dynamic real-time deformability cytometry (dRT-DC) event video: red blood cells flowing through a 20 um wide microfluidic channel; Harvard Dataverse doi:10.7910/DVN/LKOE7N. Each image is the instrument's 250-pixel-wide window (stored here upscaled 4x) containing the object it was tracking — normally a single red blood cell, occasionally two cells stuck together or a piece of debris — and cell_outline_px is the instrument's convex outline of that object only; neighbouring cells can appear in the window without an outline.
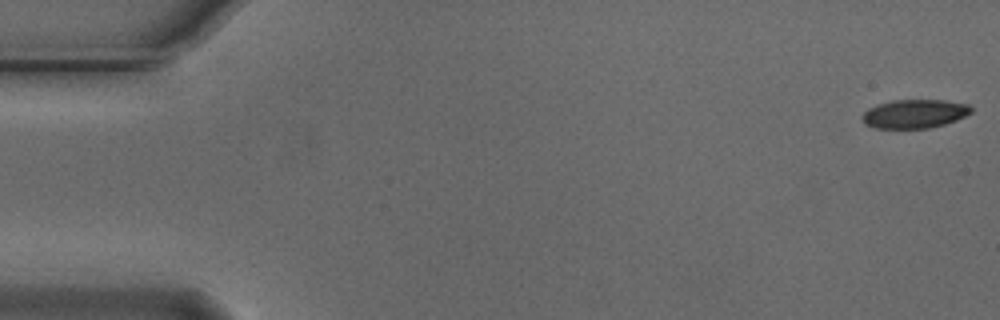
{"species": "Egyptian fruit bat (a non-hibernating species)", "species_latin": "Rousettus aegyptiacus", "temperature_condition": "cold", "stored_images_in_passage": 55, "camera_frame_rate_fps": 3000, "um_per_image_px": 0.085, "animal": {"sex": "male"}, "frame": {"image": 1, "passage_image": 1, "time_ms": 0.0, "image_size_px": [1000, 320], "cell_outline_px": [[972, 112], [956, 120], [944, 124], [928, 128], [876, 128], [864, 124], [860, 116], [868, 108], [876, 104], [892, 100], [944, 100], [968, 104], [972, 108]], "centroid_in_image_um": [77.7, 9.66], "position_along_channel_um": 7.3, "area_um2": 18.32}}
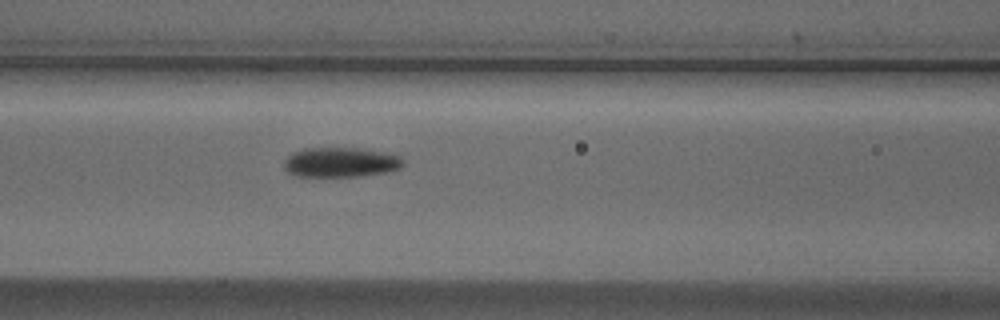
{"frame": {"image": 2, "passage_image": 23, "time_ms": 7.333, "image_size_px": [1000, 320], "cell_outline_px": [[404, 164], [400, 168], [384, 172], [360, 176], [296, 176], [288, 172], [284, 168], [284, 160], [292, 152], [304, 148], [364, 148], [388, 152], [400, 156], [404, 160]], "centroid_in_image_um": [28.97, 13.78], "position_along_channel_um": 137.6, "area_um2": 20.87}}
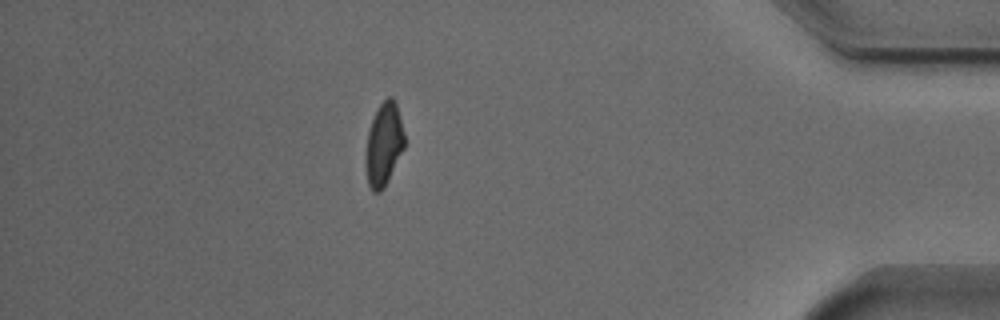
{"frame": {"image": 3, "passage_image": 48, "time_ms": 15.667, "image_size_px": [1000, 320], "cell_outline_px": [[404, 148], [384, 188], [380, 192], [372, 192], [368, 184], [368, 132], [372, 120], [380, 104], [388, 96], [392, 96], [396, 104], [404, 132]], "centroid_in_image_um": [32.67, 12.25], "position_along_channel_um": 402.5, "area_um2": 17.92}, "authors_computed_cell_mechanics": {"area_um2": 19.8254, "velocity_mm_per_s": 3.7412, "shape_relaxation_time_tau1_ms": 4.092, "shape_relaxation_time_tau2_ms": 8.9346, "deformation_change_tau1": 0.117, "deformation_change_tau2": 0.139}}